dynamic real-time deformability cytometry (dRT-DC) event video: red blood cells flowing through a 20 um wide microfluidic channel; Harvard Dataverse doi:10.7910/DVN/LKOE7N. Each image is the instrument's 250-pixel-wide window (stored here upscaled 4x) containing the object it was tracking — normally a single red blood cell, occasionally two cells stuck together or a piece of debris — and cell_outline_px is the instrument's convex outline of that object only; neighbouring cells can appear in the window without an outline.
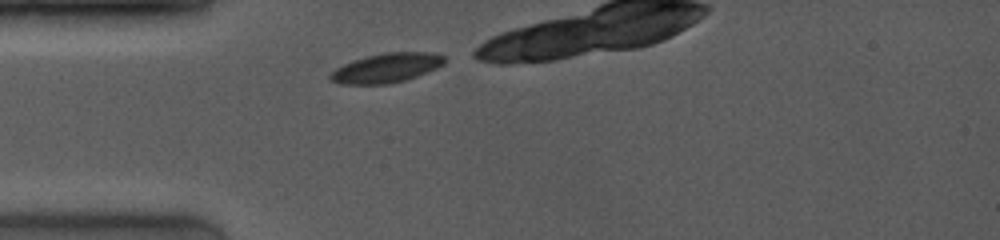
{"species": "common noctule bat (a hibernating species)", "species_latin": "Nyctalus noctula", "temperature_condition": "room temperature", "stored_images_in_passage": 13, "camera_frame_rate_fps": 4000, "um_per_image_px": 0.085, "animal": {"sex": "female", "body_mass_g": 19.0, "forearm_length_mm": 53.3}, "frame": {"image": 1, "passage_image": 1, "time_ms": 0.0, "image_size_px": [1000, 240], "cell_outline_px": [[444, 64], [436, 68], [416, 76], [404, 80], [388, 84], [340, 84], [328, 80], [328, 76], [336, 68], [352, 60], [384, 52], [432, 52], [444, 56]], "centroid_in_image_um": [32.81, 5.77], "position_along_channel_um": 52.2, "area_um2": 19.48}}
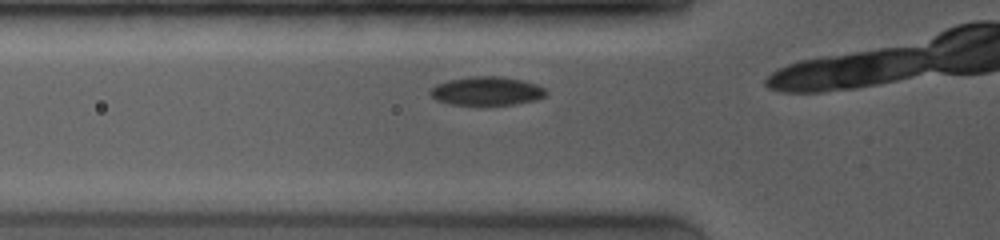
{"frame": {"image": 2, "passage_image": 9, "time_ms": 1.0, "image_size_px": [1000, 240], "cell_outline_px": [[548, 92], [544, 96], [536, 100], [516, 104], [448, 104], [436, 100], [428, 92], [436, 84], [448, 80], [468, 76], [504, 76], [524, 80], [536, 84], [544, 88]], "centroid_in_image_um": [41.38, 7.72], "position_along_channel_um": 84.4, "area_um2": 19.42}}